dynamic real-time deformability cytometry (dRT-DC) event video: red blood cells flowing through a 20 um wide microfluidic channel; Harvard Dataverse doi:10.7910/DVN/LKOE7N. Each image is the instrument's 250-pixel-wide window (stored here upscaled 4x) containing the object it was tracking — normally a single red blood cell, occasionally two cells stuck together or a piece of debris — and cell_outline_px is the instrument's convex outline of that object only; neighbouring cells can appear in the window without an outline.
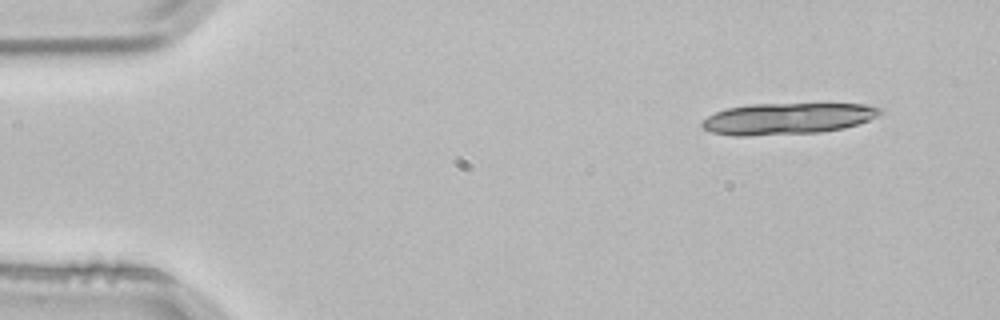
{"species": "common noctule bat (a hibernating species)", "species_latin": "Nyctalus noctula", "temperature_condition": "room temperature", "stored_images_in_passage": 3, "camera_frame_rate_fps": 3000, "um_per_image_px": 0.085, "animal": {"sex": "male", "body_mass_g": 21.5, "forearm_length_mm": 52.0}, "frame": {"image": 1, "passage_image": 1, "time_ms": 0.0, "image_size_px": [1000, 320], "cell_outline_px": [[884, 112], [868, 120], [844, 128], [820, 132], [748, 136], [732, 136], [712, 132], [704, 128], [700, 124], [700, 120], [716, 112], [728, 108], [748, 104], [864, 104], [884, 108]], "centroid_in_image_um": [66.92, 10.08], "position_along_channel_um": 18.1, "area_um2": 32.66}}